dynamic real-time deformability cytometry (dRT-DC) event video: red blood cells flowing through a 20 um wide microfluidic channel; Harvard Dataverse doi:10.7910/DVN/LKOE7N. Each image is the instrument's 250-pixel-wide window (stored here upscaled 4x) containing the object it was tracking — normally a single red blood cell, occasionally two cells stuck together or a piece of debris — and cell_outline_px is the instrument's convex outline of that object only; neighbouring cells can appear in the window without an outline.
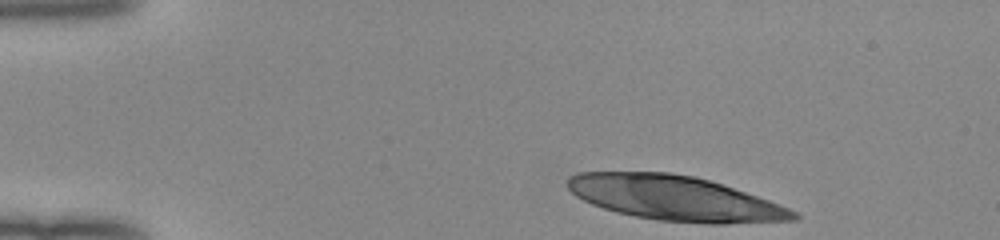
{"species": "human", "species_latin": "Homo sapiens", "temperature_condition": "room temperature", "stored_images_in_passage": 31, "camera_frame_rate_fps": 3000, "um_per_image_px": 0.085, "donor": {"sex": "female"}, "frame": {"image": 1, "passage_image": 1, "time_ms": 0.0, "image_size_px": [1000, 240], "cell_outline_px": [[800, 216], [796, 220], [728, 224], [708, 224], [660, 220], [636, 216], [616, 212], [592, 204], [576, 196], [568, 188], [568, 176], [576, 172], [672, 172], [696, 176], [768, 200], [788, 208], [796, 212]], "centroid_in_image_um": [57.35, 16.84], "position_along_channel_um": 27.6, "area_um2": 58.61}}
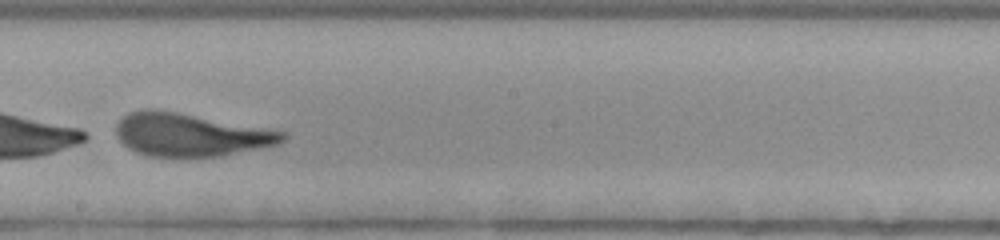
{"frame": {"image": 2, "passage_image": 23, "time_ms": 7.333, "image_size_px": [1000, 240], "cell_outline_px": [[288, 136], [280, 144], [220, 156], [148, 156], [136, 152], [128, 148], [120, 140], [116, 132], [116, 124], [128, 112], [144, 108], [152, 108], [176, 112], [288, 132]], "centroid_in_image_um": [16.18, 11.44], "position_along_channel_um": 232.0, "area_um2": 41.56}}
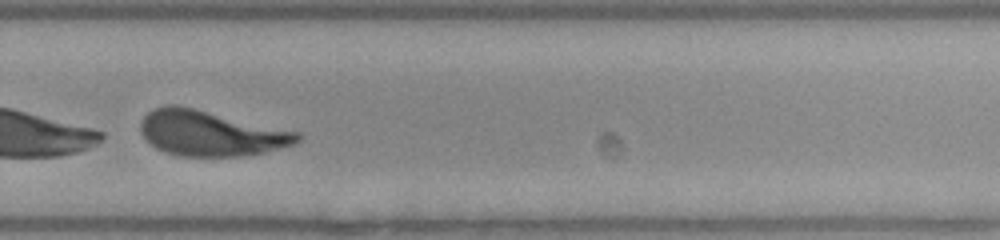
{"frame": {"image": 3, "passage_image": 29, "time_ms": 9.333, "image_size_px": [1000, 240], "cell_outline_px": [[304, 136], [296, 144], [264, 152], [240, 156], [180, 156], [164, 152], [156, 148], [140, 132], [140, 120], [148, 112], [156, 108], [168, 104], [176, 104], [300, 132]], "centroid_in_image_um": [17.92, 11.32], "position_along_channel_um": 311.9, "area_um2": 41.44}}